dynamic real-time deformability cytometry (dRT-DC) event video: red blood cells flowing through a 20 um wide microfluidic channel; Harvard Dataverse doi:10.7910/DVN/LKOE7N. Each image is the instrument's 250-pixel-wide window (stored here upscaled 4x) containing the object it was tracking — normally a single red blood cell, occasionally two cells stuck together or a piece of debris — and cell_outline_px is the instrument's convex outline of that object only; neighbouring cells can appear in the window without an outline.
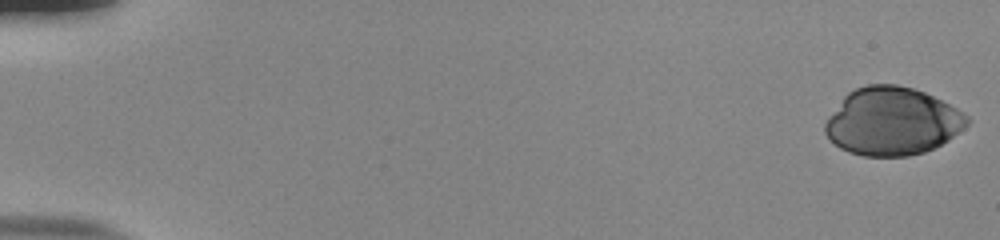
{"species": "human", "species_latin": "Homo sapiens", "temperature_condition": "room temperature", "stored_images_in_passage": 54, "camera_frame_rate_fps": 3000, "um_per_image_px": 0.085, "donor": {"sex": "male"}, "frame": {"image": 1, "passage_image": 1, "time_ms": 0.0, "image_size_px": [1000, 240], "cell_outline_px": [[968, 124], [964, 128], [948, 140], [924, 152], [908, 156], [864, 156], [848, 152], [840, 148], [824, 132], [824, 124], [828, 116], [844, 96], [848, 92], [856, 88], [868, 84], [896, 84], [912, 88], [924, 92], [956, 108], [968, 116]], "centroid_in_image_um": [75.81, 10.31], "position_along_channel_um": 9.2, "area_um2": 55.83}}
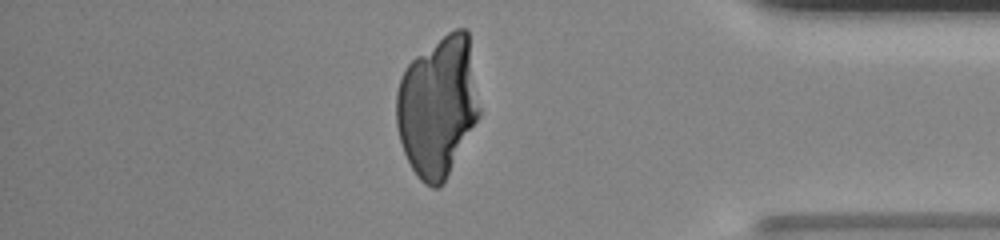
{"frame": {"image": 2, "passage_image": 47, "time_ms": 15.333, "image_size_px": [1000, 240], "cell_outline_px": [[480, 116], [440, 188], [432, 188], [424, 184], [420, 180], [412, 168], [404, 152], [400, 140], [396, 124], [396, 92], [400, 80], [408, 64], [416, 56], [448, 32], [456, 28], [464, 28], [468, 32], [480, 108]], "centroid_in_image_um": [37.21, 9.05], "position_along_channel_um": 398.0, "area_um2": 67.57}}
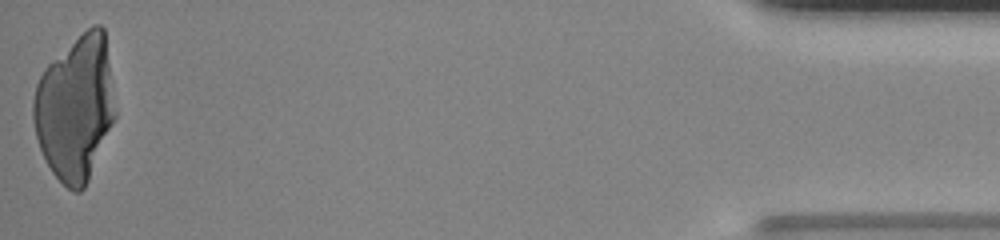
{"frame": {"image": 3, "passage_image": 54, "time_ms": 17.667, "image_size_px": [1000, 240], "cell_outline_px": [[116, 116], [88, 180], [84, 188], [80, 192], [72, 192], [52, 172], [40, 148], [36, 136], [32, 120], [32, 100], [36, 84], [44, 68], [48, 64], [92, 24], [100, 24], [104, 28], [116, 112]], "centroid_in_image_um": [6.39, 9.18], "position_along_channel_um": 428.8, "area_um2": 68.67}}